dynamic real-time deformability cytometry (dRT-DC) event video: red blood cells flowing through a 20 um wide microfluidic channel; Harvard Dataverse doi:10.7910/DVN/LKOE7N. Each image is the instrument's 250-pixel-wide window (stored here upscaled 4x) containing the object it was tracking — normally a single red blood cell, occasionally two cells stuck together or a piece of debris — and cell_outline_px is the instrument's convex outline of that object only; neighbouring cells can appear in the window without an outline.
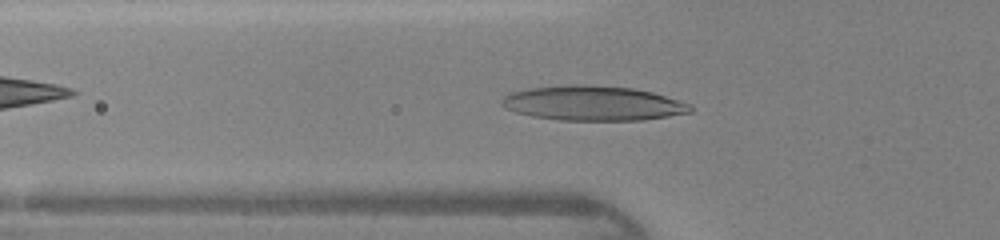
{"species": "human", "species_latin": "Homo sapiens", "temperature_condition": "warm", "stored_images_in_passage": 32, "camera_frame_rate_fps": 3000, "um_per_image_px": 0.085, "donor": {"sex": "female"}, "frame": {"image": 1, "passage_image": 3, "time_ms": 0.667, "image_size_px": [1000, 240], "cell_outline_px": [[692, 112], [644, 120], [560, 120], [532, 116], [516, 112], [504, 108], [500, 104], [500, 100], [504, 96], [512, 92], [528, 88], [572, 84], [584, 84], [632, 88], [652, 92], [692, 104]], "centroid_in_image_um": [50.39, 8.77], "position_along_channel_um": 75.4, "area_um2": 38.26}}
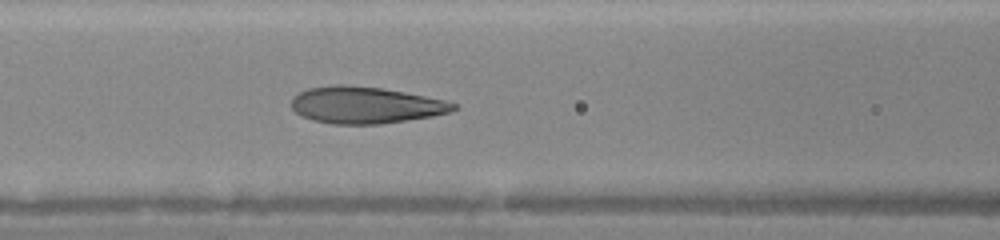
{"frame": {"image": 2, "passage_image": 7, "time_ms": 2.0, "image_size_px": [1000, 240], "cell_outline_px": [[460, 108], [452, 112], [432, 116], [408, 120], [380, 124], [332, 124], [312, 120], [300, 116], [292, 108], [292, 96], [308, 88], [336, 84], [348, 84], [380, 88], [404, 92], [448, 100], [456, 104]], "centroid_in_image_um": [31.09, 8.93], "position_along_channel_um": 135.5, "area_um2": 35.03}}
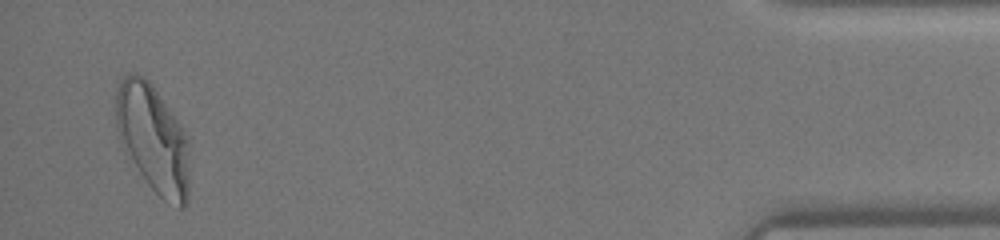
{"frame": {"image": 3, "passage_image": 31, "time_ms": 10.0, "image_size_px": [1000, 240], "cell_outline_px": [[188, 204], [184, 208], [180, 208], [164, 200], [148, 184], [120, 144], [116, 128], [116, 88], [120, 80], [128, 72], [136, 72], [144, 76], [152, 84], [184, 128], [188, 136]], "centroid_in_image_um": [13.0, 11.75], "position_along_channel_um": 422.2, "area_um2": 46.64}}